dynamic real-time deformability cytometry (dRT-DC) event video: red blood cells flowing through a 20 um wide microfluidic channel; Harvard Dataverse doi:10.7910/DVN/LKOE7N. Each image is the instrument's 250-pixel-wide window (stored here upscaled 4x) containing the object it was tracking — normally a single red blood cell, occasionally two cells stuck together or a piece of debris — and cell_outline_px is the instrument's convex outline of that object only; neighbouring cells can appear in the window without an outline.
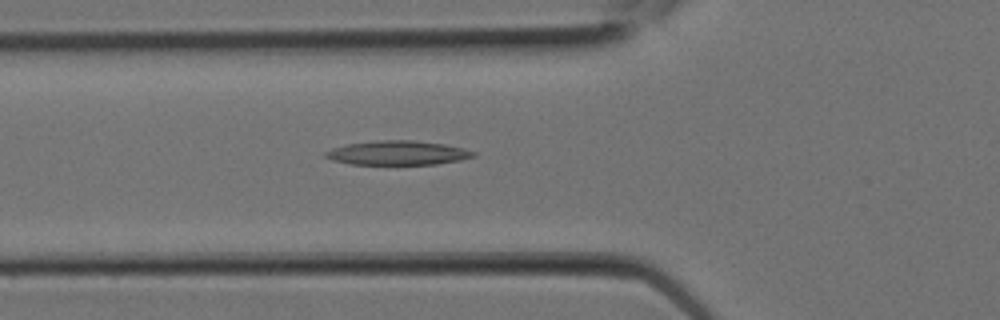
{"species": "Egyptian fruit bat (a non-hibernating species)", "species_latin": "Rousettus aegyptiacus", "temperature_condition": "room temperature", "stored_images_in_passage": 9, "camera_frame_rate_fps": 3000, "um_per_image_px": 0.085, "animal": {"sex": "female"}, "frame": {"image": 1, "passage_image": 8, "time_ms": 2.333, "image_size_px": [1000, 320], "cell_outline_px": [[476, 156], [460, 160], [436, 164], [348, 164], [332, 160], [324, 156], [324, 152], [332, 148], [348, 144], [376, 140], [416, 140], [444, 144], [464, 148], [476, 152]], "centroid_in_image_um": [33.81, 12.99], "position_along_channel_um": 92.0, "area_um2": 20.92}}